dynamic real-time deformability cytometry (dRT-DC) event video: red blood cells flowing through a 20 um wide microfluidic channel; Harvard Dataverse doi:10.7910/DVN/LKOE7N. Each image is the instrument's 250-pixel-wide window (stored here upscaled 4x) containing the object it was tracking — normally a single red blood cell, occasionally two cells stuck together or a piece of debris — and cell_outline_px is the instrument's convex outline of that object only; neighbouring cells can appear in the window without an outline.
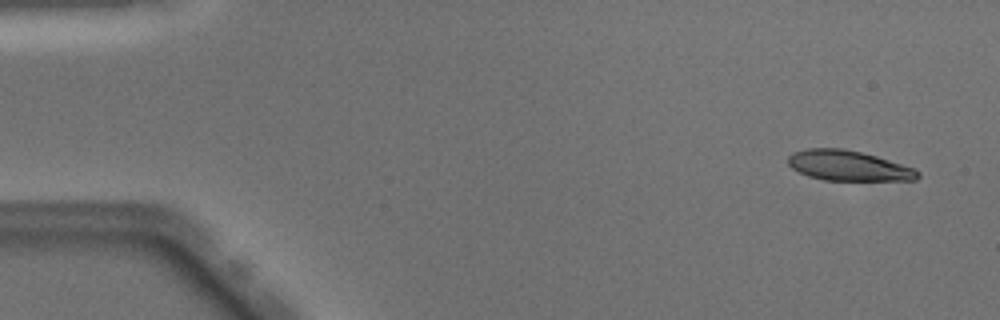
{"species": "Egyptian fruit bat (a non-hibernating species)", "species_latin": "Rousettus aegyptiacus", "temperature_condition": "warm", "stored_images_in_passage": 49, "camera_frame_rate_fps": 3000, "um_per_image_px": 0.085, "animal": {"sex": "male"}, "frame": {"image": 1, "passage_image": 3, "time_ms": 0.667, "image_size_px": [1000, 320], "cell_outline_px": [[920, 176], [916, 180], [824, 180], [808, 176], [792, 168], [788, 164], [788, 156], [792, 152], [808, 148], [840, 148], [860, 152], [876, 156], [916, 168], [920, 172]], "centroid_in_image_um": [72.12, 14.08], "position_along_channel_um": 12.9, "area_um2": 22.83}}
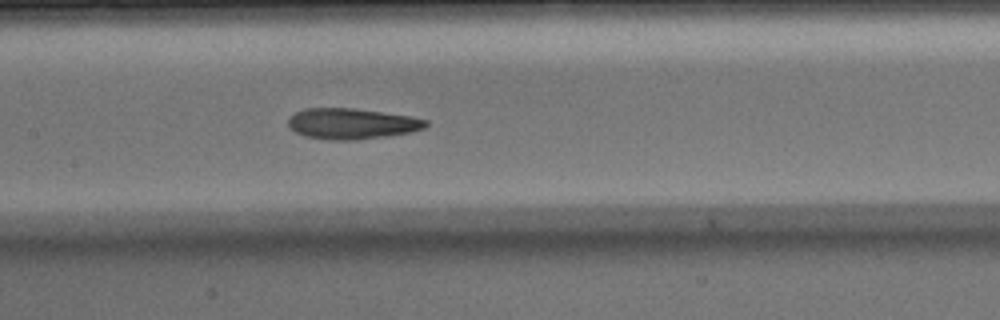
{"frame": {"image": 2, "passage_image": 24, "time_ms": 7.667, "image_size_px": [1000, 320], "cell_outline_px": [[428, 124], [424, 128], [412, 132], [388, 136], [356, 140], [328, 140], [304, 136], [288, 128], [288, 120], [296, 112], [304, 108], [352, 108], [412, 116], [428, 120]], "centroid_in_image_um": [29.91, 10.52], "position_along_channel_um": 177.5, "area_um2": 24.85}}
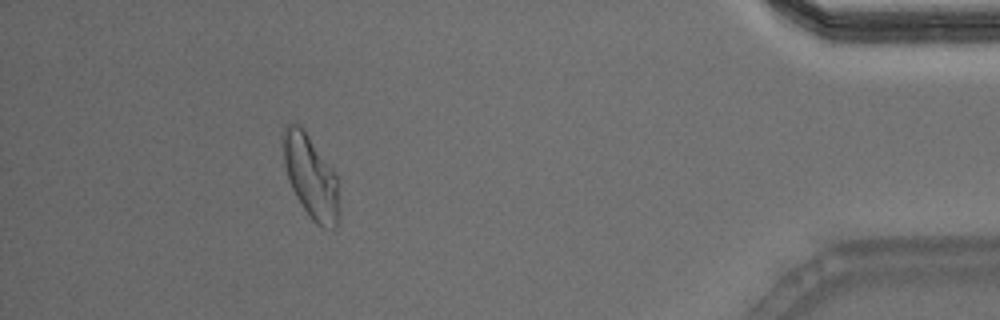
{"frame": {"image": 3, "passage_image": 45, "time_ms": 14.667, "image_size_px": [1000, 320], "cell_outline_px": [[340, 220], [336, 228], [324, 228], [316, 224], [308, 216], [296, 196], [288, 180], [284, 164], [280, 136], [284, 128], [288, 124], [296, 124], [308, 136], [336, 172], [340, 212]], "centroid_in_image_um": [26.42, 15.07], "position_along_channel_um": 408.8, "area_um2": 27.46}, "authors_computed_cell_mechanics": {"area_um2": 24.5072, "velocity_mm_per_s": 4.06, "shape_relaxation_time_tau1_ms": 8.5517, "shape_relaxation_time_tau2_ms": 2.1947, "deformation_change_tau1": 0.2365, "deformation_change_tau2": 0.1067}}